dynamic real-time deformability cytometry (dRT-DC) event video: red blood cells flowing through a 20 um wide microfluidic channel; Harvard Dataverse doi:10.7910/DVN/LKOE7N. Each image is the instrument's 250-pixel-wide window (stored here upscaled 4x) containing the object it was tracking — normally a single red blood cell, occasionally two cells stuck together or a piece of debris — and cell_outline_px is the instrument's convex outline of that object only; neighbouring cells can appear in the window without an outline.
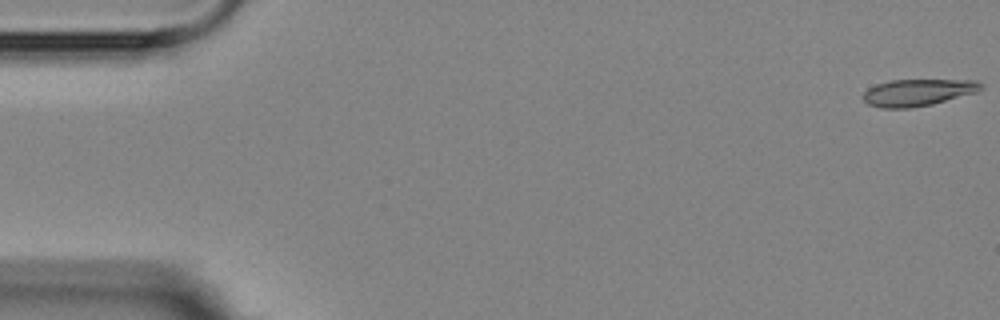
{"species": "Egyptian fruit bat (a non-hibernating species)", "species_latin": "Rousettus aegyptiacus", "temperature_condition": "room temperature", "stored_images_in_passage": 5, "camera_frame_rate_fps": 3000, "um_per_image_px": 0.085, "animal": {"sex": "female"}, "frame": {"image": 1, "passage_image": 1, "time_ms": 0.0, "image_size_px": [1000, 320], "cell_outline_px": [[984, 88], [976, 92], [932, 104], [908, 108], [884, 108], [868, 104], [864, 100], [864, 92], [868, 88], [876, 84], [892, 80], [976, 80], [984, 84]], "centroid_in_image_um": [78.04, 7.85], "position_along_channel_um": 7.0, "area_um2": 18.32}}
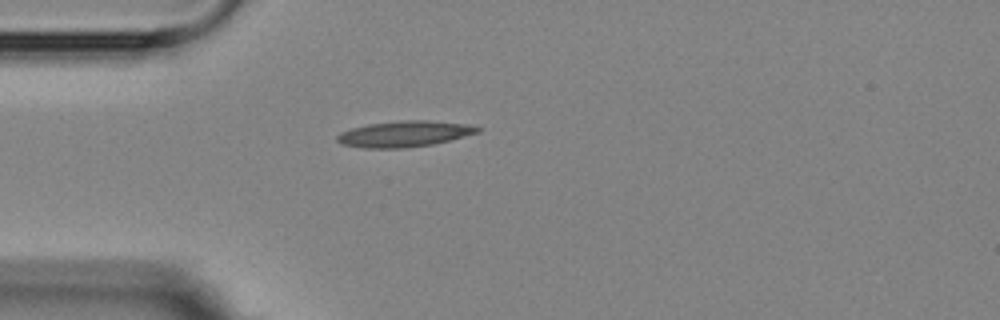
{"frame": {"image": 2, "passage_image": 5, "time_ms": 4.667, "image_size_px": [1000, 320], "cell_outline_px": [[484, 128], [480, 132], [432, 144], [404, 148], [364, 148], [340, 144], [336, 140], [336, 136], [340, 132], [352, 128], [368, 124], [400, 120], [428, 120], [472, 124]], "centroid_in_image_um": [34.39, 11.37], "position_along_channel_um": 50.6, "area_um2": 21.44}}